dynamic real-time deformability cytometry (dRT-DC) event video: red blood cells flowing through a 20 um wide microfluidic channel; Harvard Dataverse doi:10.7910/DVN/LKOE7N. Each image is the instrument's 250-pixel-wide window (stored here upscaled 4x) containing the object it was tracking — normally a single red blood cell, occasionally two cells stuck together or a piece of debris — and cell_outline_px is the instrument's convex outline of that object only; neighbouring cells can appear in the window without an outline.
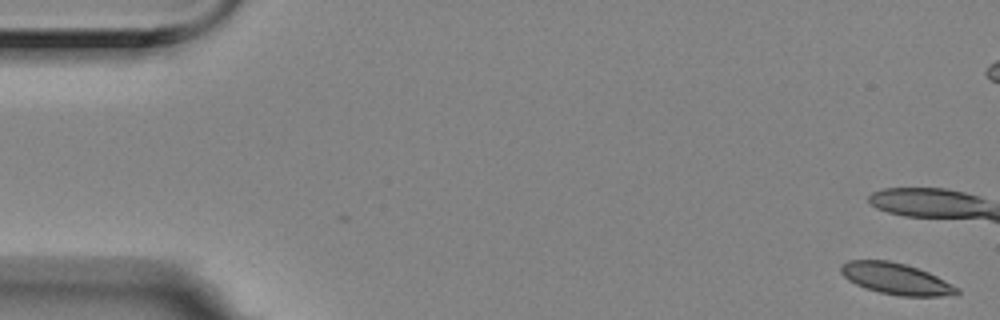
{"species": "Egyptian fruit bat (a non-hibernating species)", "species_latin": "Rousettus aegyptiacus", "temperature_condition": "room temperature", "stored_images_in_passage": 13, "camera_frame_rate_fps": 3000, "um_per_image_px": 0.085, "animal": {"sex": "female"}, "frame": {"image": 1, "passage_image": 1, "time_ms": 0.0, "image_size_px": [1000, 320], "cell_outline_px": [[960, 292], [956, 296], [900, 296], [880, 292], [864, 288], [848, 280], [840, 272], [840, 264], [848, 260], [888, 260], [904, 264], [928, 272], [960, 288]], "centroid_in_image_um": [76.17, 23.7], "position_along_channel_um": 8.8, "area_um2": 21.27}}